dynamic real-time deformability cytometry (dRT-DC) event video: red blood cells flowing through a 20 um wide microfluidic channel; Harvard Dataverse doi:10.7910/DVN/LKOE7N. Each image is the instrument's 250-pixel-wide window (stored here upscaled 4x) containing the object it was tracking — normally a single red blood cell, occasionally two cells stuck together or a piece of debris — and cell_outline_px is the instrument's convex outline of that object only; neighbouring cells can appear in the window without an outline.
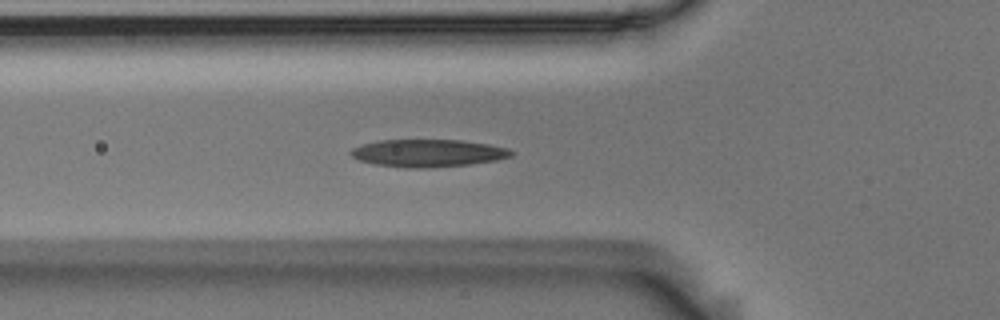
{"species": "Egyptian fruit bat (a non-hibernating species)", "species_latin": "Rousettus aegyptiacus", "temperature_condition": "room temperature", "stored_images_in_passage": 39, "camera_frame_rate_fps": 3000, "um_per_image_px": 0.085, "animal": {"sex": "male"}, "frame": {"image": 1, "passage_image": 9, "time_ms": 2.667, "image_size_px": [1000, 320], "cell_outline_px": [[512, 156], [496, 160], [468, 164], [428, 168], [404, 168], [376, 164], [360, 160], [352, 156], [348, 152], [352, 148], [360, 144], [380, 140], [460, 140], [488, 144], [508, 148], [512, 152]], "centroid_in_image_um": [36.34, 13.01], "position_along_channel_um": 89.5, "area_um2": 25.66}}
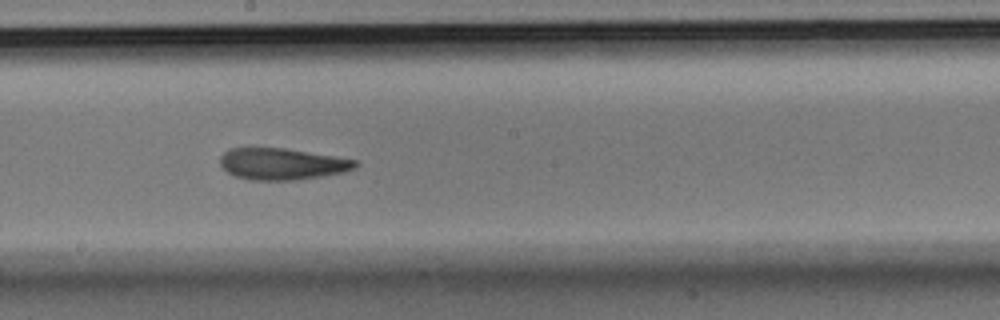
{"frame": {"image": 2, "passage_image": 20, "time_ms": 6.333, "image_size_px": [1000, 320], "cell_outline_px": [[360, 164], [356, 168], [340, 172], [320, 176], [296, 180], [248, 180], [236, 176], [228, 172], [220, 164], [220, 156], [224, 152], [232, 148], [284, 148], [356, 160]], "centroid_in_image_um": [23.95, 13.94], "position_along_channel_um": 224.3, "area_um2": 24.57}}
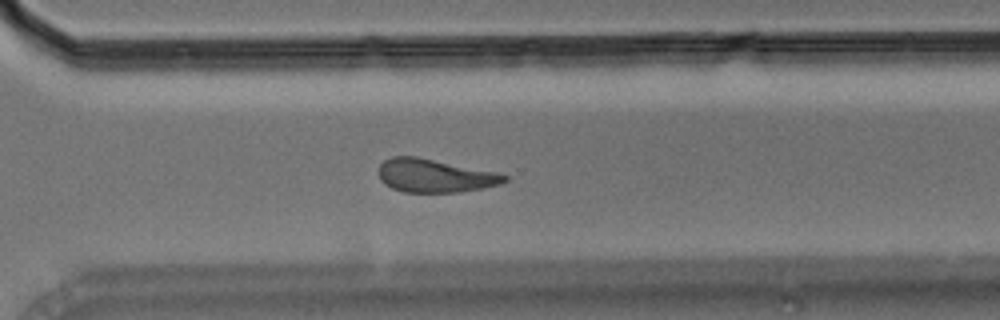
{"frame": {"image": 3, "passage_image": 29, "time_ms": 9.333, "image_size_px": [1000, 320], "cell_outline_px": [[508, 180], [500, 184], [484, 188], [460, 192], [404, 192], [392, 188], [384, 184], [380, 180], [376, 172], [380, 164], [384, 160], [392, 156], [416, 156], [496, 172], [508, 176]], "centroid_in_image_um": [36.91, 14.93], "position_along_channel_um": 333.7, "area_um2": 24.62}, "authors_computed_cell_mechanics": {"area_um2": 25.0274, "velocity_mm_per_s": 3.6599, "shape_relaxation_time_tau1_ms": 4.4929, "shape_relaxation_time_tau2_ms": 3.7811, "deformation_change_tau1": 0.1798, "deformation_change_tau2": 0.1314}}